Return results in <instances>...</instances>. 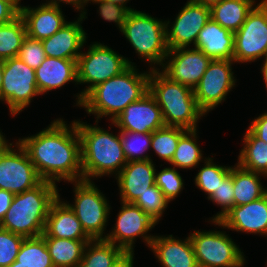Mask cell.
<instances>
[{
	"label": "cell",
	"mask_w": 267,
	"mask_h": 267,
	"mask_svg": "<svg viewBox=\"0 0 267 267\" xmlns=\"http://www.w3.org/2000/svg\"><path fill=\"white\" fill-rule=\"evenodd\" d=\"M150 248L163 267H198L189 236L184 240L154 236Z\"/></svg>",
	"instance_id": "603a6c76"
},
{
	"label": "cell",
	"mask_w": 267,
	"mask_h": 267,
	"mask_svg": "<svg viewBox=\"0 0 267 267\" xmlns=\"http://www.w3.org/2000/svg\"><path fill=\"white\" fill-rule=\"evenodd\" d=\"M2 131L0 132V155H2L8 148H10L12 145V143L8 144V141L5 140L6 138L3 136Z\"/></svg>",
	"instance_id": "c3c4849f"
},
{
	"label": "cell",
	"mask_w": 267,
	"mask_h": 267,
	"mask_svg": "<svg viewBox=\"0 0 267 267\" xmlns=\"http://www.w3.org/2000/svg\"><path fill=\"white\" fill-rule=\"evenodd\" d=\"M209 19V7L188 0L176 16L175 21L172 22V25L169 24L170 21H165L168 50L189 47L191 43L195 46L200 30Z\"/></svg>",
	"instance_id": "2e32d148"
},
{
	"label": "cell",
	"mask_w": 267,
	"mask_h": 267,
	"mask_svg": "<svg viewBox=\"0 0 267 267\" xmlns=\"http://www.w3.org/2000/svg\"><path fill=\"white\" fill-rule=\"evenodd\" d=\"M90 0H50V1H48L47 0V2L46 3H44V4H47V5H51V6H57V7H60V2H64V4L65 3H67V4H72V6H74L75 7V9H77V10H81L80 12H82V13H80V15H82V17L85 19V18H87L86 17V11L84 10L85 8H84V6L89 2Z\"/></svg>",
	"instance_id": "f6af8a7d"
},
{
	"label": "cell",
	"mask_w": 267,
	"mask_h": 267,
	"mask_svg": "<svg viewBox=\"0 0 267 267\" xmlns=\"http://www.w3.org/2000/svg\"><path fill=\"white\" fill-rule=\"evenodd\" d=\"M79 16L77 21H69L51 37L42 40L47 57L78 60L87 38V33L80 24L84 18Z\"/></svg>",
	"instance_id": "ffe728a7"
},
{
	"label": "cell",
	"mask_w": 267,
	"mask_h": 267,
	"mask_svg": "<svg viewBox=\"0 0 267 267\" xmlns=\"http://www.w3.org/2000/svg\"><path fill=\"white\" fill-rule=\"evenodd\" d=\"M36 85L42 95L74 81L77 83V60L46 57L35 70Z\"/></svg>",
	"instance_id": "d4e9b609"
},
{
	"label": "cell",
	"mask_w": 267,
	"mask_h": 267,
	"mask_svg": "<svg viewBox=\"0 0 267 267\" xmlns=\"http://www.w3.org/2000/svg\"><path fill=\"white\" fill-rule=\"evenodd\" d=\"M40 95L36 85L35 70L18 57L3 60V83L0 100L9 106L12 116L30 105L33 97Z\"/></svg>",
	"instance_id": "30bf717a"
},
{
	"label": "cell",
	"mask_w": 267,
	"mask_h": 267,
	"mask_svg": "<svg viewBox=\"0 0 267 267\" xmlns=\"http://www.w3.org/2000/svg\"><path fill=\"white\" fill-rule=\"evenodd\" d=\"M191 1L211 8L213 5L220 3L222 0H191Z\"/></svg>",
	"instance_id": "681fc988"
},
{
	"label": "cell",
	"mask_w": 267,
	"mask_h": 267,
	"mask_svg": "<svg viewBox=\"0 0 267 267\" xmlns=\"http://www.w3.org/2000/svg\"><path fill=\"white\" fill-rule=\"evenodd\" d=\"M54 267H78L91 240L43 237Z\"/></svg>",
	"instance_id": "4316f807"
},
{
	"label": "cell",
	"mask_w": 267,
	"mask_h": 267,
	"mask_svg": "<svg viewBox=\"0 0 267 267\" xmlns=\"http://www.w3.org/2000/svg\"><path fill=\"white\" fill-rule=\"evenodd\" d=\"M80 137L83 180L91 181L104 175H117L127 164L120 131L116 136L96 125L76 121ZM116 172V173H115Z\"/></svg>",
	"instance_id": "277c9868"
},
{
	"label": "cell",
	"mask_w": 267,
	"mask_h": 267,
	"mask_svg": "<svg viewBox=\"0 0 267 267\" xmlns=\"http://www.w3.org/2000/svg\"><path fill=\"white\" fill-rule=\"evenodd\" d=\"M122 207L117 215L115 226L105 240L120 247L124 252H134L136 237L142 236L148 247L154 236L145 235L157 223L151 219L140 207L133 203L121 202Z\"/></svg>",
	"instance_id": "5bb4252c"
},
{
	"label": "cell",
	"mask_w": 267,
	"mask_h": 267,
	"mask_svg": "<svg viewBox=\"0 0 267 267\" xmlns=\"http://www.w3.org/2000/svg\"><path fill=\"white\" fill-rule=\"evenodd\" d=\"M208 200L222 206L221 211L211 218V222L219 221L234 206L233 166L230 173L220 181L219 186L214 190Z\"/></svg>",
	"instance_id": "74e56055"
},
{
	"label": "cell",
	"mask_w": 267,
	"mask_h": 267,
	"mask_svg": "<svg viewBox=\"0 0 267 267\" xmlns=\"http://www.w3.org/2000/svg\"><path fill=\"white\" fill-rule=\"evenodd\" d=\"M14 194L10 191L0 189V222L7 213Z\"/></svg>",
	"instance_id": "bcb514c9"
},
{
	"label": "cell",
	"mask_w": 267,
	"mask_h": 267,
	"mask_svg": "<svg viewBox=\"0 0 267 267\" xmlns=\"http://www.w3.org/2000/svg\"><path fill=\"white\" fill-rule=\"evenodd\" d=\"M265 61H263L264 62V64H263V66H262V69H261V73H263L262 75H263V80L265 81V87H266V89H267V57L264 59Z\"/></svg>",
	"instance_id": "816d5d0a"
},
{
	"label": "cell",
	"mask_w": 267,
	"mask_h": 267,
	"mask_svg": "<svg viewBox=\"0 0 267 267\" xmlns=\"http://www.w3.org/2000/svg\"><path fill=\"white\" fill-rule=\"evenodd\" d=\"M20 15V6L14 0H0V25L13 21Z\"/></svg>",
	"instance_id": "7bdbcfd3"
},
{
	"label": "cell",
	"mask_w": 267,
	"mask_h": 267,
	"mask_svg": "<svg viewBox=\"0 0 267 267\" xmlns=\"http://www.w3.org/2000/svg\"><path fill=\"white\" fill-rule=\"evenodd\" d=\"M249 130L260 140L267 143V112L255 118Z\"/></svg>",
	"instance_id": "ee69618b"
},
{
	"label": "cell",
	"mask_w": 267,
	"mask_h": 267,
	"mask_svg": "<svg viewBox=\"0 0 267 267\" xmlns=\"http://www.w3.org/2000/svg\"><path fill=\"white\" fill-rule=\"evenodd\" d=\"M75 202H65L77 216L85 233L92 239H105L103 231L108 222L110 206L104 194L92 181H75ZM104 236V237H103Z\"/></svg>",
	"instance_id": "ba28073f"
},
{
	"label": "cell",
	"mask_w": 267,
	"mask_h": 267,
	"mask_svg": "<svg viewBox=\"0 0 267 267\" xmlns=\"http://www.w3.org/2000/svg\"><path fill=\"white\" fill-rule=\"evenodd\" d=\"M205 166L202 167L195 177L197 188L205 192L208 198L217 189L222 181L231 171L232 166H220L213 163L212 158H205Z\"/></svg>",
	"instance_id": "d590c367"
},
{
	"label": "cell",
	"mask_w": 267,
	"mask_h": 267,
	"mask_svg": "<svg viewBox=\"0 0 267 267\" xmlns=\"http://www.w3.org/2000/svg\"><path fill=\"white\" fill-rule=\"evenodd\" d=\"M170 201L164 196L160 188L154 184L147 188L133 203L140 207L157 224Z\"/></svg>",
	"instance_id": "8d00e7d4"
},
{
	"label": "cell",
	"mask_w": 267,
	"mask_h": 267,
	"mask_svg": "<svg viewBox=\"0 0 267 267\" xmlns=\"http://www.w3.org/2000/svg\"><path fill=\"white\" fill-rule=\"evenodd\" d=\"M15 144L18 149L11 146L0 155V189L19 194L32 189L42 179L26 150L19 142Z\"/></svg>",
	"instance_id": "4fadbf2b"
},
{
	"label": "cell",
	"mask_w": 267,
	"mask_h": 267,
	"mask_svg": "<svg viewBox=\"0 0 267 267\" xmlns=\"http://www.w3.org/2000/svg\"><path fill=\"white\" fill-rule=\"evenodd\" d=\"M150 69L149 93L161 109L165 126L197 129L198 120L206 114L197 104L194 89L172 81L154 65Z\"/></svg>",
	"instance_id": "5b68a950"
},
{
	"label": "cell",
	"mask_w": 267,
	"mask_h": 267,
	"mask_svg": "<svg viewBox=\"0 0 267 267\" xmlns=\"http://www.w3.org/2000/svg\"><path fill=\"white\" fill-rule=\"evenodd\" d=\"M112 124L120 131L138 133H152L165 126L161 109L149 92L130 103Z\"/></svg>",
	"instance_id": "e0dca14e"
},
{
	"label": "cell",
	"mask_w": 267,
	"mask_h": 267,
	"mask_svg": "<svg viewBox=\"0 0 267 267\" xmlns=\"http://www.w3.org/2000/svg\"><path fill=\"white\" fill-rule=\"evenodd\" d=\"M20 16L25 22L27 36L41 41L51 37L68 23L60 7L44 3L37 8L20 6Z\"/></svg>",
	"instance_id": "44dd1931"
},
{
	"label": "cell",
	"mask_w": 267,
	"mask_h": 267,
	"mask_svg": "<svg viewBox=\"0 0 267 267\" xmlns=\"http://www.w3.org/2000/svg\"><path fill=\"white\" fill-rule=\"evenodd\" d=\"M123 253L120 247L105 239L91 240L78 267H111Z\"/></svg>",
	"instance_id": "f546056e"
},
{
	"label": "cell",
	"mask_w": 267,
	"mask_h": 267,
	"mask_svg": "<svg viewBox=\"0 0 267 267\" xmlns=\"http://www.w3.org/2000/svg\"><path fill=\"white\" fill-rule=\"evenodd\" d=\"M16 262L17 266L54 267L42 236L24 238Z\"/></svg>",
	"instance_id": "4dcf8cb0"
},
{
	"label": "cell",
	"mask_w": 267,
	"mask_h": 267,
	"mask_svg": "<svg viewBox=\"0 0 267 267\" xmlns=\"http://www.w3.org/2000/svg\"><path fill=\"white\" fill-rule=\"evenodd\" d=\"M234 60L214 59L208 65L199 84L194 88V96L199 108L206 114L226 99L235 86L232 72Z\"/></svg>",
	"instance_id": "7c38bea8"
},
{
	"label": "cell",
	"mask_w": 267,
	"mask_h": 267,
	"mask_svg": "<svg viewBox=\"0 0 267 267\" xmlns=\"http://www.w3.org/2000/svg\"><path fill=\"white\" fill-rule=\"evenodd\" d=\"M129 65H134L128 58L121 56L107 45L95 42L77 60V84H90L77 96L80 106L83 97L95 86L119 75Z\"/></svg>",
	"instance_id": "52a82bcc"
},
{
	"label": "cell",
	"mask_w": 267,
	"mask_h": 267,
	"mask_svg": "<svg viewBox=\"0 0 267 267\" xmlns=\"http://www.w3.org/2000/svg\"><path fill=\"white\" fill-rule=\"evenodd\" d=\"M255 5V0H222L210 8V18L235 33Z\"/></svg>",
	"instance_id": "484cf974"
},
{
	"label": "cell",
	"mask_w": 267,
	"mask_h": 267,
	"mask_svg": "<svg viewBox=\"0 0 267 267\" xmlns=\"http://www.w3.org/2000/svg\"><path fill=\"white\" fill-rule=\"evenodd\" d=\"M156 169L152 160L131 161L116 175L121 202L134 203L155 184Z\"/></svg>",
	"instance_id": "d6986e66"
},
{
	"label": "cell",
	"mask_w": 267,
	"mask_h": 267,
	"mask_svg": "<svg viewBox=\"0 0 267 267\" xmlns=\"http://www.w3.org/2000/svg\"><path fill=\"white\" fill-rule=\"evenodd\" d=\"M103 1H106V2H111V3H114V4H117V5H121L125 8H129L130 11H133L134 9L130 8V7H126V3L130 0H103Z\"/></svg>",
	"instance_id": "f907efd6"
},
{
	"label": "cell",
	"mask_w": 267,
	"mask_h": 267,
	"mask_svg": "<svg viewBox=\"0 0 267 267\" xmlns=\"http://www.w3.org/2000/svg\"><path fill=\"white\" fill-rule=\"evenodd\" d=\"M133 252H124L111 267H133Z\"/></svg>",
	"instance_id": "7dc6e473"
},
{
	"label": "cell",
	"mask_w": 267,
	"mask_h": 267,
	"mask_svg": "<svg viewBox=\"0 0 267 267\" xmlns=\"http://www.w3.org/2000/svg\"><path fill=\"white\" fill-rule=\"evenodd\" d=\"M198 267H243V252L225 231H194L189 234Z\"/></svg>",
	"instance_id": "9c48e42d"
},
{
	"label": "cell",
	"mask_w": 267,
	"mask_h": 267,
	"mask_svg": "<svg viewBox=\"0 0 267 267\" xmlns=\"http://www.w3.org/2000/svg\"><path fill=\"white\" fill-rule=\"evenodd\" d=\"M120 136L128 162L152 160L148 153L144 155L151 148L152 133L120 131Z\"/></svg>",
	"instance_id": "e575fe53"
},
{
	"label": "cell",
	"mask_w": 267,
	"mask_h": 267,
	"mask_svg": "<svg viewBox=\"0 0 267 267\" xmlns=\"http://www.w3.org/2000/svg\"><path fill=\"white\" fill-rule=\"evenodd\" d=\"M259 176L266 177L238 164L233 167L234 206L258 200L267 193V188H263Z\"/></svg>",
	"instance_id": "83f0119b"
},
{
	"label": "cell",
	"mask_w": 267,
	"mask_h": 267,
	"mask_svg": "<svg viewBox=\"0 0 267 267\" xmlns=\"http://www.w3.org/2000/svg\"><path fill=\"white\" fill-rule=\"evenodd\" d=\"M98 3L100 16L109 22L117 23L120 31L126 23L127 16L130 12L129 8L117 5L103 0H90V2Z\"/></svg>",
	"instance_id": "b9f144b4"
},
{
	"label": "cell",
	"mask_w": 267,
	"mask_h": 267,
	"mask_svg": "<svg viewBox=\"0 0 267 267\" xmlns=\"http://www.w3.org/2000/svg\"><path fill=\"white\" fill-rule=\"evenodd\" d=\"M121 32L140 58L151 65H163L168 54L166 22L142 11H130Z\"/></svg>",
	"instance_id": "8992f818"
},
{
	"label": "cell",
	"mask_w": 267,
	"mask_h": 267,
	"mask_svg": "<svg viewBox=\"0 0 267 267\" xmlns=\"http://www.w3.org/2000/svg\"><path fill=\"white\" fill-rule=\"evenodd\" d=\"M17 142L28 153L42 180L53 183L62 179L83 180L81 144L75 121L68 127L63 119H56L39 133Z\"/></svg>",
	"instance_id": "6da1fadb"
},
{
	"label": "cell",
	"mask_w": 267,
	"mask_h": 267,
	"mask_svg": "<svg viewBox=\"0 0 267 267\" xmlns=\"http://www.w3.org/2000/svg\"><path fill=\"white\" fill-rule=\"evenodd\" d=\"M129 65L119 75L92 88L82 99L81 105L88 114H95L96 121L111 116L113 122L132 102L149 92L150 71L138 73Z\"/></svg>",
	"instance_id": "7a4b0ae2"
},
{
	"label": "cell",
	"mask_w": 267,
	"mask_h": 267,
	"mask_svg": "<svg viewBox=\"0 0 267 267\" xmlns=\"http://www.w3.org/2000/svg\"><path fill=\"white\" fill-rule=\"evenodd\" d=\"M196 139L197 129L186 130L180 136L177 149L170 162L173 167L191 169L204 159Z\"/></svg>",
	"instance_id": "d6a6232c"
},
{
	"label": "cell",
	"mask_w": 267,
	"mask_h": 267,
	"mask_svg": "<svg viewBox=\"0 0 267 267\" xmlns=\"http://www.w3.org/2000/svg\"><path fill=\"white\" fill-rule=\"evenodd\" d=\"M3 83V61L0 60V92Z\"/></svg>",
	"instance_id": "f5cc1de1"
},
{
	"label": "cell",
	"mask_w": 267,
	"mask_h": 267,
	"mask_svg": "<svg viewBox=\"0 0 267 267\" xmlns=\"http://www.w3.org/2000/svg\"><path fill=\"white\" fill-rule=\"evenodd\" d=\"M162 65V73L174 82L186 85L194 89L206 72L211 58L206 56L200 49L176 48L168 50ZM164 68V69H163Z\"/></svg>",
	"instance_id": "9a60e30c"
},
{
	"label": "cell",
	"mask_w": 267,
	"mask_h": 267,
	"mask_svg": "<svg viewBox=\"0 0 267 267\" xmlns=\"http://www.w3.org/2000/svg\"><path fill=\"white\" fill-rule=\"evenodd\" d=\"M23 236L0 227V267H9L19 253Z\"/></svg>",
	"instance_id": "ab89813d"
},
{
	"label": "cell",
	"mask_w": 267,
	"mask_h": 267,
	"mask_svg": "<svg viewBox=\"0 0 267 267\" xmlns=\"http://www.w3.org/2000/svg\"><path fill=\"white\" fill-rule=\"evenodd\" d=\"M9 267H26V266H17V262L14 261Z\"/></svg>",
	"instance_id": "11a10c76"
},
{
	"label": "cell",
	"mask_w": 267,
	"mask_h": 267,
	"mask_svg": "<svg viewBox=\"0 0 267 267\" xmlns=\"http://www.w3.org/2000/svg\"><path fill=\"white\" fill-rule=\"evenodd\" d=\"M155 184L160 188L164 196L171 202L183 189V180L176 168H164L156 172Z\"/></svg>",
	"instance_id": "f35d334b"
},
{
	"label": "cell",
	"mask_w": 267,
	"mask_h": 267,
	"mask_svg": "<svg viewBox=\"0 0 267 267\" xmlns=\"http://www.w3.org/2000/svg\"><path fill=\"white\" fill-rule=\"evenodd\" d=\"M244 146L238 156V165L267 176V143L258 139L249 129L244 135Z\"/></svg>",
	"instance_id": "f1b7e54d"
},
{
	"label": "cell",
	"mask_w": 267,
	"mask_h": 267,
	"mask_svg": "<svg viewBox=\"0 0 267 267\" xmlns=\"http://www.w3.org/2000/svg\"><path fill=\"white\" fill-rule=\"evenodd\" d=\"M58 192L56 183L42 180L32 189L14 194L0 227L24 238L41 236Z\"/></svg>",
	"instance_id": "3957f363"
},
{
	"label": "cell",
	"mask_w": 267,
	"mask_h": 267,
	"mask_svg": "<svg viewBox=\"0 0 267 267\" xmlns=\"http://www.w3.org/2000/svg\"><path fill=\"white\" fill-rule=\"evenodd\" d=\"M19 6H21L20 1L21 0H14Z\"/></svg>",
	"instance_id": "9f6ffc18"
},
{
	"label": "cell",
	"mask_w": 267,
	"mask_h": 267,
	"mask_svg": "<svg viewBox=\"0 0 267 267\" xmlns=\"http://www.w3.org/2000/svg\"><path fill=\"white\" fill-rule=\"evenodd\" d=\"M214 225L221 228L267 236V193L258 200L233 206Z\"/></svg>",
	"instance_id": "ac0fdd59"
},
{
	"label": "cell",
	"mask_w": 267,
	"mask_h": 267,
	"mask_svg": "<svg viewBox=\"0 0 267 267\" xmlns=\"http://www.w3.org/2000/svg\"><path fill=\"white\" fill-rule=\"evenodd\" d=\"M259 5L263 8V10L267 14V0H261V2L259 3Z\"/></svg>",
	"instance_id": "db71d44e"
},
{
	"label": "cell",
	"mask_w": 267,
	"mask_h": 267,
	"mask_svg": "<svg viewBox=\"0 0 267 267\" xmlns=\"http://www.w3.org/2000/svg\"><path fill=\"white\" fill-rule=\"evenodd\" d=\"M262 56L267 57V14L257 3L234 33L233 60L238 63L255 62Z\"/></svg>",
	"instance_id": "8fae6325"
},
{
	"label": "cell",
	"mask_w": 267,
	"mask_h": 267,
	"mask_svg": "<svg viewBox=\"0 0 267 267\" xmlns=\"http://www.w3.org/2000/svg\"><path fill=\"white\" fill-rule=\"evenodd\" d=\"M184 128L164 126L152 132L151 148L159 158L171 162Z\"/></svg>",
	"instance_id": "836d02e7"
},
{
	"label": "cell",
	"mask_w": 267,
	"mask_h": 267,
	"mask_svg": "<svg viewBox=\"0 0 267 267\" xmlns=\"http://www.w3.org/2000/svg\"><path fill=\"white\" fill-rule=\"evenodd\" d=\"M26 36L25 22L20 15L0 25V60L17 57Z\"/></svg>",
	"instance_id": "1f68e13d"
},
{
	"label": "cell",
	"mask_w": 267,
	"mask_h": 267,
	"mask_svg": "<svg viewBox=\"0 0 267 267\" xmlns=\"http://www.w3.org/2000/svg\"><path fill=\"white\" fill-rule=\"evenodd\" d=\"M41 236L72 240H92L85 233L81 222L74 212L64 201H61L60 196L51 205L45 229Z\"/></svg>",
	"instance_id": "7402d4cb"
},
{
	"label": "cell",
	"mask_w": 267,
	"mask_h": 267,
	"mask_svg": "<svg viewBox=\"0 0 267 267\" xmlns=\"http://www.w3.org/2000/svg\"><path fill=\"white\" fill-rule=\"evenodd\" d=\"M17 57L29 67L36 70L47 56L43 50L41 40L26 36Z\"/></svg>",
	"instance_id": "60d3db41"
},
{
	"label": "cell",
	"mask_w": 267,
	"mask_h": 267,
	"mask_svg": "<svg viewBox=\"0 0 267 267\" xmlns=\"http://www.w3.org/2000/svg\"><path fill=\"white\" fill-rule=\"evenodd\" d=\"M194 47L212 60H233L234 33L210 18L200 30Z\"/></svg>",
	"instance_id": "cb8c5ba5"
}]
</instances>
